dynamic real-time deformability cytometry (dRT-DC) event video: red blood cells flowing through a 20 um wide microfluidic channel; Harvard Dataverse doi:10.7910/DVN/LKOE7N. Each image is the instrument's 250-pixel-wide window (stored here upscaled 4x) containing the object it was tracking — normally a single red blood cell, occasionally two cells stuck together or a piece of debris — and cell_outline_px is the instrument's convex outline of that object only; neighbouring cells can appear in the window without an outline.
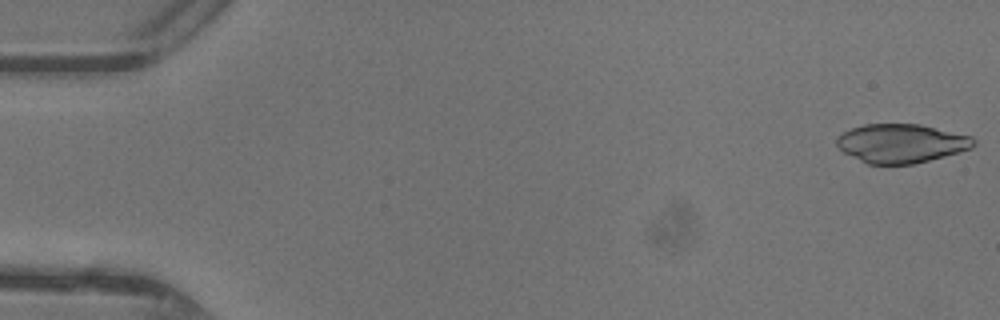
{"species": "common noctule bat (a hibernating species)", "species_latin": "Nyctalus noctula", "temperature_condition": "warm", "stored_images_in_passage": 47, "camera_frame_rate_fps": 3000, "um_per_image_px": 0.085, "animal": {"sex": "female"}, "frame": {"image": 1, "passage_image": 1, "time_ms": 0.0, "image_size_px": [1000, 320], "cell_outline_px": [[976, 144], [972, 148], [944, 156], [912, 164], [868, 164], [844, 152], [836, 144], [836, 140], [844, 132], [852, 128], [864, 124], [920, 124], [972, 136], [976, 140]], "centroid_in_image_um": [76.64, 12.18], "position_along_channel_um": 8.4, "area_um2": 30.75}}